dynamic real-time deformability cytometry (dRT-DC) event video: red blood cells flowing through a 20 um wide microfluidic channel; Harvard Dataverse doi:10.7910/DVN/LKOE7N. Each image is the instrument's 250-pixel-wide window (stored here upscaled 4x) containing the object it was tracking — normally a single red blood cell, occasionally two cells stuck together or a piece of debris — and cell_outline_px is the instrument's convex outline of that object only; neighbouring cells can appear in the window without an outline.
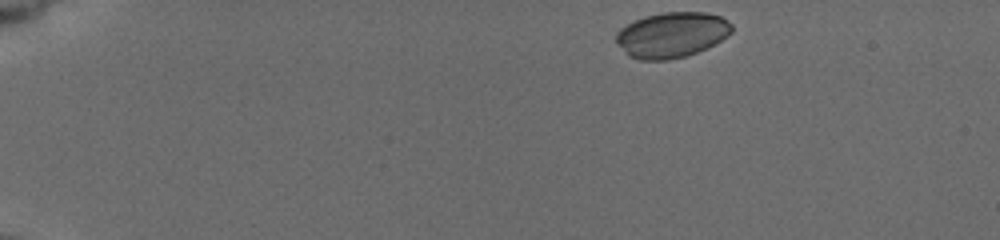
{"species": "common noctule bat (a hibernating species)", "species_latin": "Nyctalus noctula", "temperature_condition": "cold", "stored_images_in_passage": 31, "camera_frame_rate_fps": 3000, "um_per_image_px": 0.085, "animal": {"sex": "female", "body_mass_g": 19.5, "forearm_length_mm": 54.1}, "frame": {"image": 1, "passage_image": 1, "time_ms": 0.0, "image_size_px": [1000, 240], "cell_outline_px": [[732, 32], [720, 40], [696, 52], [684, 56], [668, 60], [640, 60], [628, 56], [616, 44], [616, 32], [620, 28], [644, 16], [664, 12], [708, 12], [720, 16], [732, 24]], "centroid_in_image_um": [57.06, 2.96], "position_along_channel_um": 27.9, "area_um2": 30.52}}
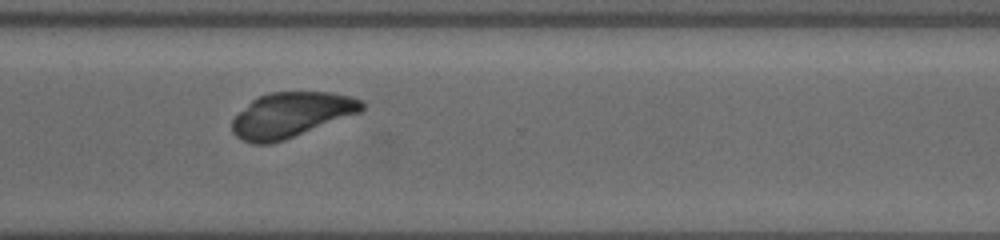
{"frame": {"image": 2, "passage_image": 22, "time_ms": 11.333, "image_size_px": [1000, 240], "cell_outline_px": [[364, 108], [360, 112], [284, 140], [268, 144], [252, 144], [236, 136], [232, 132], [232, 120], [252, 100], [268, 92], [332, 92], [352, 96], [364, 100]], "centroid_in_image_um": [24.77, 9.75], "position_along_channel_um": 345.8, "area_um2": 33.87}}
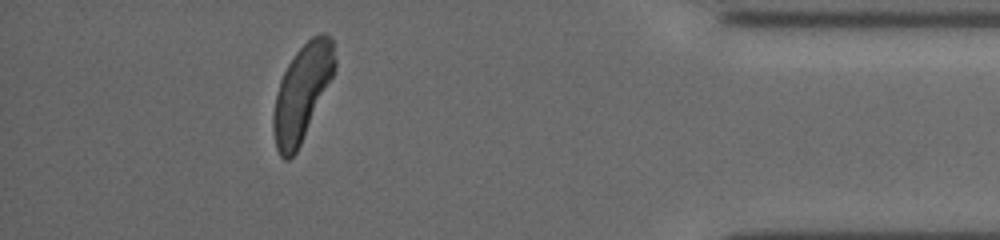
{"frame": {"image": 3, "passage_image": 27, "time_ms": 14.0, "image_size_px": [1000, 240], "cell_outline_px": [[336, 68], [300, 144], [296, 152], [288, 160], [284, 160], [280, 156], [276, 148], [272, 128], [272, 116], [276, 92], [280, 80], [288, 64], [296, 52], [312, 36], [320, 32], [324, 32], [332, 40], [336, 60]], "centroid_in_image_um": [25.65, 7.86], "position_along_channel_um": 409.6, "area_um2": 33.93}}